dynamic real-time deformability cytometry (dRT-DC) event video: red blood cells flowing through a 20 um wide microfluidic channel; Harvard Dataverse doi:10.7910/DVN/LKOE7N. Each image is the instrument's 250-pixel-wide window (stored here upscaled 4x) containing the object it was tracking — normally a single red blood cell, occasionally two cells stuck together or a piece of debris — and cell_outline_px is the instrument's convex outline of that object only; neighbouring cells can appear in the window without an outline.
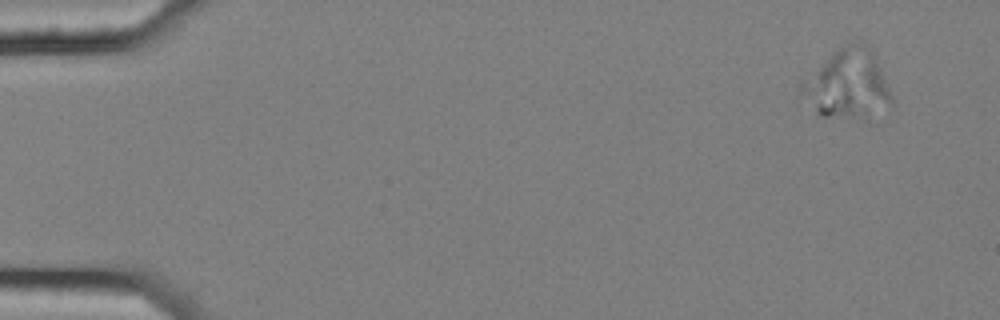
{"species": "common noctule bat (a hibernating species)", "species_latin": "Nyctalus noctula", "temperature_condition": "cold", "stored_images_in_passage": 6, "camera_frame_rate_fps": 3000, "um_per_image_px": 0.085, "animal": {"sex": "female", "body_mass_g": 25.1}, "frame": {"image": 1, "passage_image": 2, "time_ms": 0.333, "image_size_px": [1000, 320], "cell_outline_px": [[892, 104], [828, 116], [820, 116], [816, 112], [800, 92], [800, 80], [832, 52], [856, 36], [868, 44], [872, 48], [876, 56], [892, 96]], "centroid_in_image_um": [71.97, 6.91], "position_along_channel_um": 13.0, "area_um2": 34.68}}
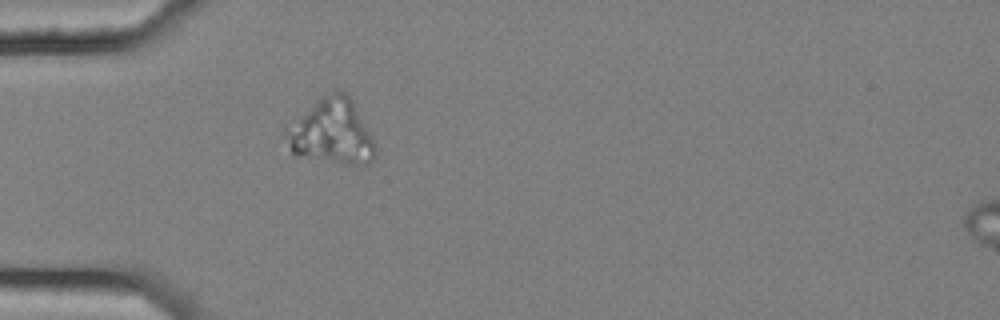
{"frame": {"image": 2, "passage_image": 6, "time_ms": 1.667, "image_size_px": [1000, 320], "cell_outline_px": [[376, 148], [372, 160], [368, 164], [360, 168], [296, 156], [292, 152], [284, 132], [284, 128], [332, 88], [340, 88], [348, 92], [372, 136]], "centroid_in_image_um": [28.23, 11.22], "position_along_channel_um": 56.8, "area_um2": 34.68}}